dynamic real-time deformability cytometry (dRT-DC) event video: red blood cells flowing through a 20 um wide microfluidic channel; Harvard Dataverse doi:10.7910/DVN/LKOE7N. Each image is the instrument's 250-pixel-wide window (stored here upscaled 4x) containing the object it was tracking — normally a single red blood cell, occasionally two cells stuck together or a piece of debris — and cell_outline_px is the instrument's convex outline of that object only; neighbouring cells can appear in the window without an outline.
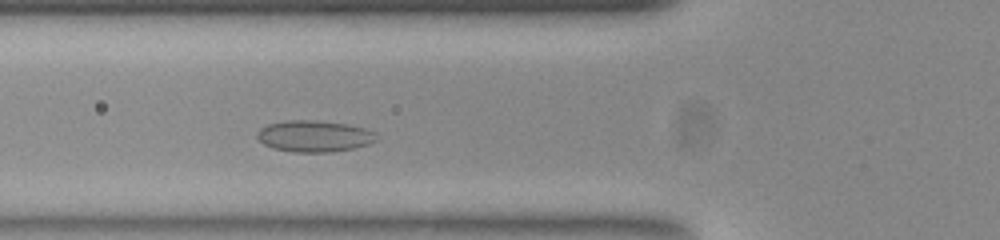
{"species": "common noctule bat (a hibernating species)", "species_latin": "Nyctalus noctula", "temperature_condition": "room temperature", "stored_images_in_passage": 40, "camera_frame_rate_fps": 3000, "um_per_image_px": 0.085, "animal": {"sex": "female", "body_mass_g": 23.0, "forearm_length_mm": 53.4}, "frame": {"image": 1, "passage_image": 5, "time_ms": 1.333, "image_size_px": [1000, 240], "cell_outline_px": [[376, 140], [368, 144], [352, 148], [332, 152], [292, 152], [272, 148], [264, 144], [256, 136], [260, 128], [268, 124], [288, 120], [308, 120], [348, 124], [364, 128], [376, 132]], "centroid_in_image_um": [26.7, 11.58], "position_along_channel_um": 99.1, "area_um2": 21.73}}
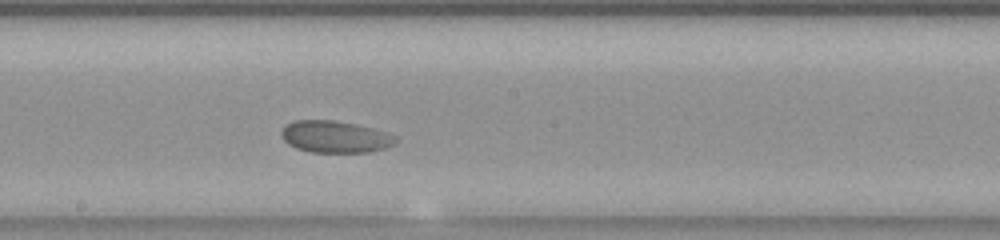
{"frame": {"image": 2, "passage_image": 15, "time_ms": 4.667, "image_size_px": [1000, 240], "cell_outline_px": [[396, 140], [392, 144], [384, 148], [368, 152], [312, 152], [296, 148], [288, 144], [284, 140], [280, 132], [288, 124], [296, 120], [332, 120], [372, 128], [396, 136]], "centroid_in_image_um": [28.45, 11.63], "position_along_channel_um": 219.8, "area_um2": 20.81}}
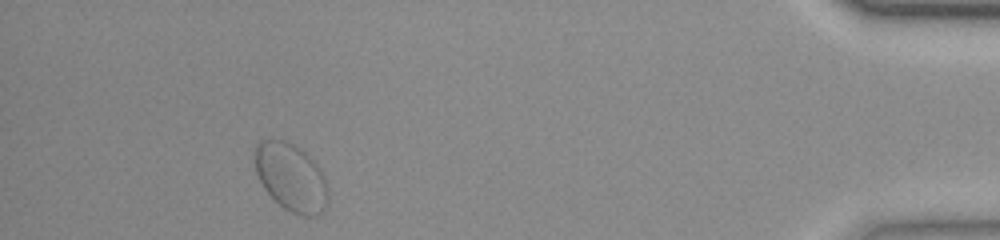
{"frame": {"image": 3, "passage_image": 36, "time_ms": 11.667, "image_size_px": [1000, 240], "cell_outline_px": [[328, 200], [324, 208], [316, 216], [300, 216], [284, 208], [264, 188], [256, 172], [256, 144], [260, 140], [288, 140], [300, 148], [316, 164], [324, 176], [328, 188]], "centroid_in_image_um": [24.76, 15.07], "position_along_channel_um": 410.4, "area_um2": 28.61}, "authors_computed_cell_mechanics": {"area_um2": 21.8484, "velocity_mm_per_s": 3.6327, "shape_relaxation_time_tau1_ms": null, "shape_relaxation_time_tau2_ms": 0.9891, "deformation_change_tau1": null, "deformation_change_tau2": 0.0352}}